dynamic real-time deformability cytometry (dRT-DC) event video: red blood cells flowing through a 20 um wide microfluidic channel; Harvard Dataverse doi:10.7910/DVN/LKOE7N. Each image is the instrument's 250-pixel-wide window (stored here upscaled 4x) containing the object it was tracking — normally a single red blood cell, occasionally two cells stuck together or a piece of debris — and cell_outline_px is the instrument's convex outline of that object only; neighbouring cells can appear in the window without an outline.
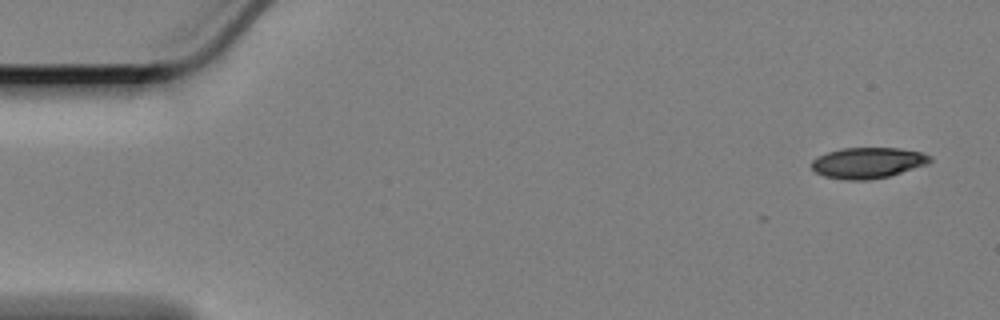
{"species": "Egyptian fruit bat (a non-hibernating species)", "species_latin": "Rousettus aegyptiacus", "temperature_condition": "cold", "stored_images_in_passage": 45, "camera_frame_rate_fps": 3000, "um_per_image_px": 0.085, "animal": {"sex": "female"}, "frame": {"image": 1, "passage_image": 1, "time_ms": 0.0, "image_size_px": [1000, 320], "cell_outline_px": [[932, 160], [928, 164], [888, 176], [868, 180], [844, 180], [824, 176], [816, 172], [812, 168], [812, 160], [816, 156], [840, 148], [900, 148], [920, 152], [932, 156]], "centroid_in_image_um": [73.75, 13.83], "position_along_channel_um": 11.2, "area_um2": 21.33}}
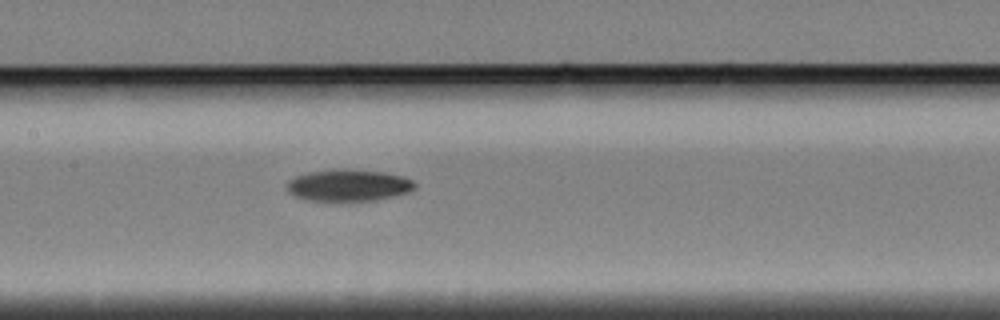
{"frame": {"image": 2, "passage_image": 26, "time_ms": 8.333, "image_size_px": [1000, 320], "cell_outline_px": [[416, 188], [408, 192], [376, 200], [340, 204], [336, 204], [304, 200], [292, 196], [284, 188], [288, 180], [296, 176], [308, 172], [332, 168], [344, 168], [384, 172], [404, 176], [412, 180], [416, 184]], "centroid_in_image_um": [29.54, 15.79], "position_along_channel_um": 177.9, "area_um2": 25.14}}
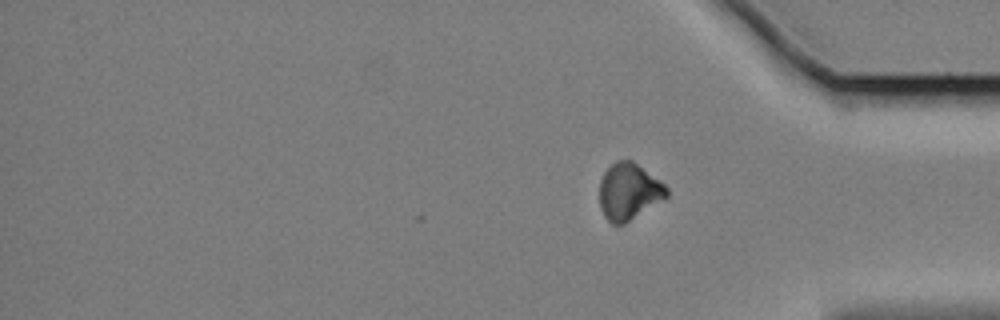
{"frame": {"image": 3, "passage_image": 45, "time_ms": 14.667, "image_size_px": [1000, 320], "cell_outline_px": [[668, 196], [624, 224], [612, 224], [604, 216], [600, 208], [600, 180], [604, 172], [616, 160], [632, 160], [664, 184], [668, 188]], "centroid_in_image_um": [53.43, 16.28], "position_along_channel_um": 381.8, "area_um2": 21.91}, "authors_computed_cell_mechanics": {"area_um2": 23.4668, "velocity_mm_per_s": 3.3707, "shape_relaxation_time_tau1_ms": 3.9045, "shape_relaxation_time_tau2_ms": null, "deformation_change_tau1": 0.1076, "deformation_change_tau2": null}}